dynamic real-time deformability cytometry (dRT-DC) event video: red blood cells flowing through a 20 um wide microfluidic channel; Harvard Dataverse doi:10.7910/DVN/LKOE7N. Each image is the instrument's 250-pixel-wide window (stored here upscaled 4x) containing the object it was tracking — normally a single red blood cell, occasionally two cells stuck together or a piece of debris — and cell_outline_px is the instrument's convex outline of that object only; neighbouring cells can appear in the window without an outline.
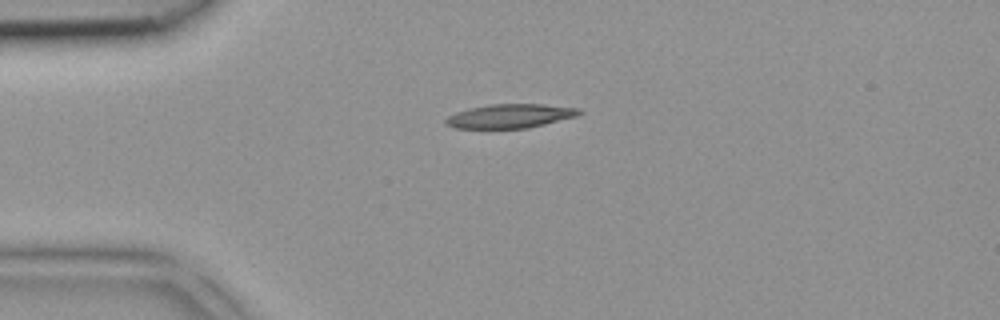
{"species": "common noctule bat (a hibernating species)", "species_latin": "Nyctalus noctula", "temperature_condition": "room temperature", "stored_images_in_passage": 2, "camera_frame_rate_fps": 3000, "um_per_image_px": 0.085, "animal": {"sex": "female", "body_mass_g": 18.4}, "frame": {"image": 1, "passage_image": 1, "time_ms": 0.0, "image_size_px": [1000, 320], "cell_outline_px": [[584, 112], [576, 116], [528, 128], [456, 128], [448, 124], [444, 120], [448, 116], [456, 112], [468, 108], [488, 104], [544, 104], [580, 108]], "centroid_in_image_um": [43.38, 9.85], "position_along_channel_um": 41.6, "area_um2": 18.61}}